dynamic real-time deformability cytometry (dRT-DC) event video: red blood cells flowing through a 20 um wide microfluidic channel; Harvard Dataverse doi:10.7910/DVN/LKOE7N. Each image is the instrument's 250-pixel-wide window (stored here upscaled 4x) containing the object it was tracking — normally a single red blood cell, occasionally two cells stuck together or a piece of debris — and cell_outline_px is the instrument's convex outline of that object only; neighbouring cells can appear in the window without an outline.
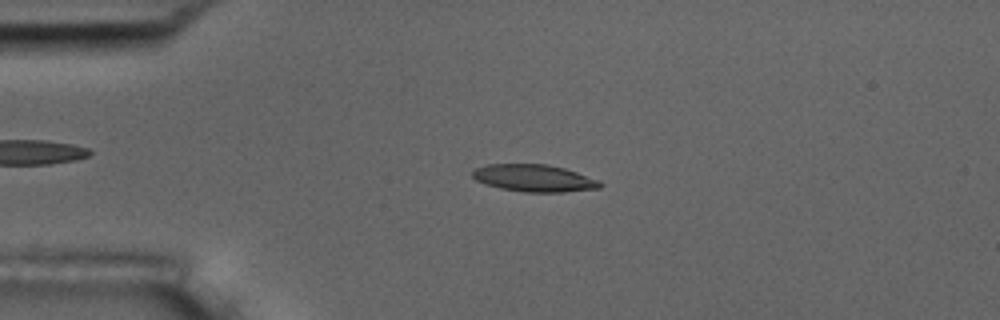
{"species": "common noctule bat (a hibernating species)", "species_latin": "Nyctalus noctula", "temperature_condition": "room temperature", "stored_images_in_passage": 5, "camera_frame_rate_fps": 3000, "um_per_image_px": 0.085, "animal": {"sex": "male", "body_mass_g": 17.5, "forearm_length_mm": 52.3}, "frame": {"image": 1, "passage_image": 3, "time_ms": 2.0, "image_size_px": [1000, 320], "cell_outline_px": [[604, 184], [600, 188], [564, 192], [524, 192], [500, 188], [484, 184], [476, 180], [472, 176], [472, 168], [488, 164], [548, 164], [564, 168], [600, 180]], "centroid_in_image_um": [45.39, 15.14], "position_along_channel_um": 39.6, "area_um2": 20.4}}